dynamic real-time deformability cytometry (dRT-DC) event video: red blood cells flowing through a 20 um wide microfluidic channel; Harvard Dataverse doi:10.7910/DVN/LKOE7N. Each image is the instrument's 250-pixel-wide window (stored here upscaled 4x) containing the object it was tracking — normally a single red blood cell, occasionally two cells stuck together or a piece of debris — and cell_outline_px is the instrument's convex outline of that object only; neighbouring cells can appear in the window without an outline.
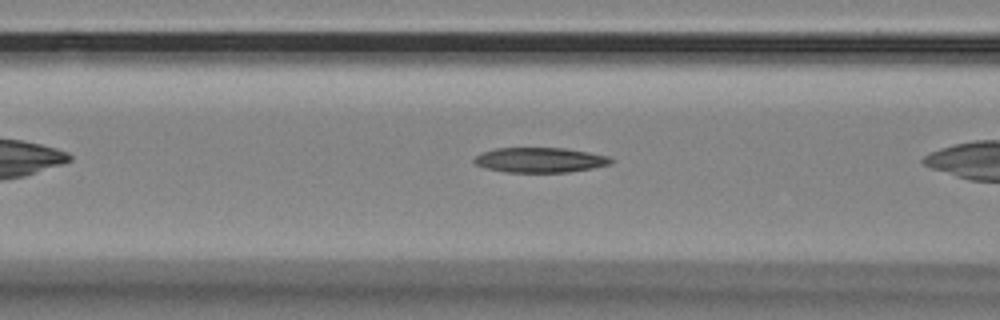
{"species": "Egyptian fruit bat (a non-hibernating species)", "species_latin": "Rousettus aegyptiacus", "temperature_condition": "room temperature", "stored_images_in_passage": 32, "camera_frame_rate_fps": 3000, "um_per_image_px": 0.085, "animal": {"sex": "female"}, "frame": {"image": 1, "passage_image": 10, "time_ms": 3.0, "image_size_px": [1000, 320], "cell_outline_px": [[608, 160], [604, 164], [584, 168], [556, 172], [520, 172], [496, 168], [480, 164], [476, 160], [480, 156], [488, 152], [504, 148], [552, 148], [580, 152], [600, 156]], "centroid_in_image_um": [45.83, 13.59], "position_along_channel_um": 120.8, "area_um2": 17.28}}
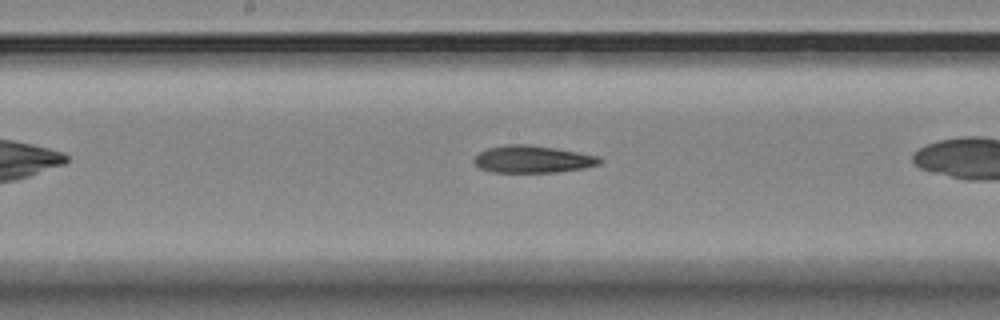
{"frame": {"image": 2, "passage_image": 17, "time_ms": 5.333, "image_size_px": [1000, 320], "cell_outline_px": [[600, 160], [592, 164], [572, 168], [540, 172], [508, 172], [488, 168], [480, 164], [476, 160], [484, 152], [496, 148], [544, 148], [568, 152], [588, 156]], "centroid_in_image_um": [45.24, 13.59], "position_along_channel_um": 203.0, "area_um2": 15.95}}
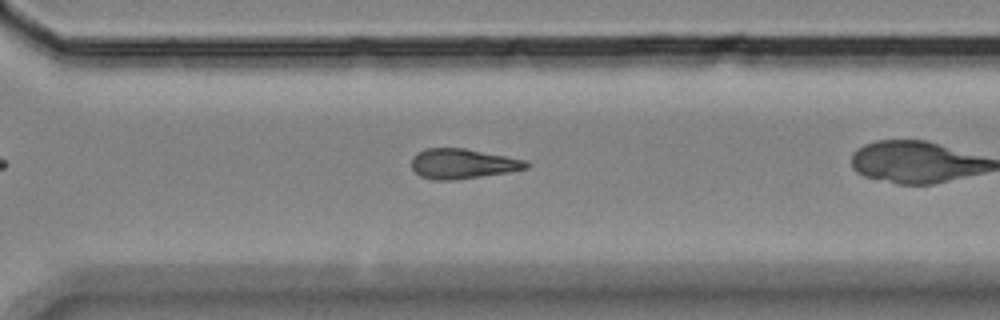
{"frame": {"image": 3, "passage_image": 28, "time_ms": 9.0, "image_size_px": [1000, 320], "cell_outline_px": [[528, 164], [520, 168], [500, 172], [472, 176], [424, 176], [412, 164], [412, 160], [420, 152], [432, 148], [456, 148], [516, 160]], "centroid_in_image_um": [39.21, 13.85], "position_along_channel_um": 331.4, "area_um2": 16.65}}